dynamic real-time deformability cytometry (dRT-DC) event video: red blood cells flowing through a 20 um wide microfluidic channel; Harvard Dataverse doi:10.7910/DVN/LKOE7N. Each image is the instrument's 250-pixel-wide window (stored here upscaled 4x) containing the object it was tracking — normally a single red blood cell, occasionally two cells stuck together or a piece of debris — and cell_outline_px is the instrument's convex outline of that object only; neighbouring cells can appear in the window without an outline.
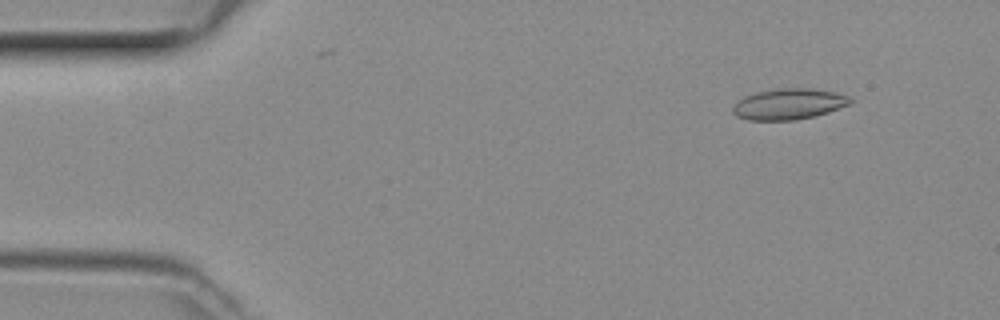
{"species": "common noctule bat (a hibernating species)", "species_latin": "Nyctalus noctula", "temperature_condition": "room temperature", "stored_images_in_passage": 45, "camera_frame_rate_fps": 3000, "um_per_image_px": 0.085, "animal": {"sex": "female", "body_mass_g": 29.2, "forearm_length_mm": 56.3}, "frame": {"image": 1, "passage_image": 2, "time_ms": 0.333, "image_size_px": [1000, 320], "cell_outline_px": [[852, 104], [828, 112], [796, 120], [748, 120], [736, 116], [732, 112], [732, 108], [744, 96], [760, 92], [784, 88], [808, 88], [836, 92], [848, 96], [852, 100]], "centroid_in_image_um": [67.07, 8.85], "position_along_channel_um": 17.9, "area_um2": 20.92}}
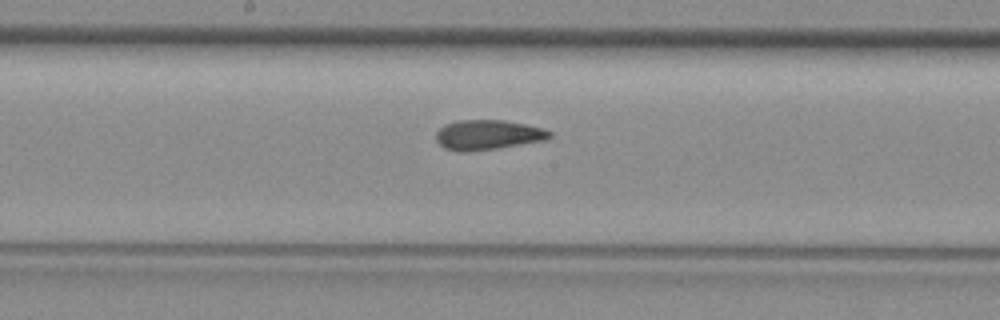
{"frame": {"image": 2, "passage_image": 22, "time_ms": 7.0, "image_size_px": [1000, 320], "cell_outline_px": [[552, 136], [548, 140], [496, 148], [444, 148], [436, 140], [436, 132], [444, 124], [456, 120], [504, 120], [544, 128], [552, 132]], "centroid_in_image_um": [41.55, 11.4], "position_along_channel_um": 206.7, "area_um2": 19.07}}
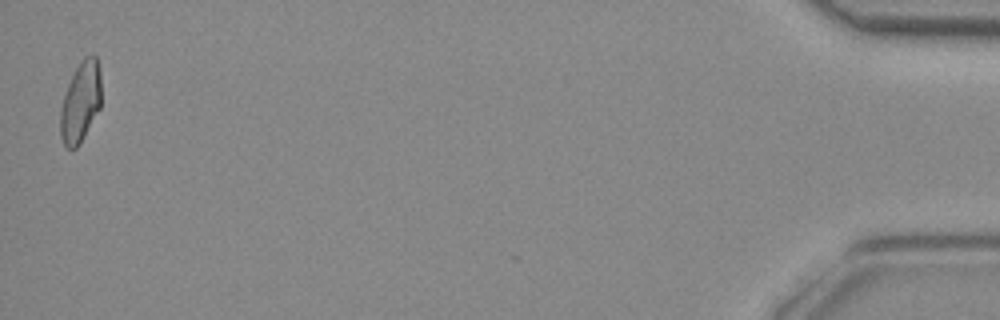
{"frame": {"image": 3, "passage_image": 45, "time_ms": 14.667, "image_size_px": [1000, 320], "cell_outline_px": [[100, 108], [76, 148], [64, 148], [60, 136], [60, 112], [64, 96], [68, 84], [76, 68], [84, 56], [96, 56], [100, 72]], "centroid_in_image_um": [6.83, 8.68], "position_along_channel_um": 428.4, "area_um2": 18.84}}